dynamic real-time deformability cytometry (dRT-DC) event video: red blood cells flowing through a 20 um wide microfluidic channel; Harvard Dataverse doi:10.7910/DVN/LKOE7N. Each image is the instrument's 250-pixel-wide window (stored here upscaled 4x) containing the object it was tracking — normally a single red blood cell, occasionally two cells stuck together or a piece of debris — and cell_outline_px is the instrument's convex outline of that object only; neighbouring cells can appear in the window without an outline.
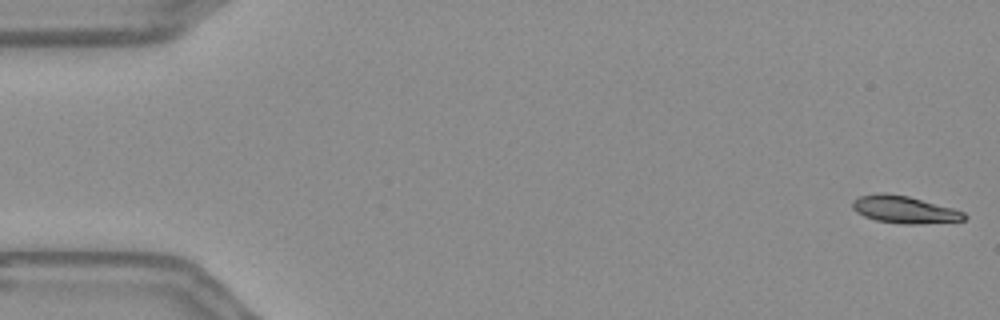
{"species": "Egyptian fruit bat (a non-hibernating species)", "species_latin": "Rousettus aegyptiacus", "temperature_condition": "warm", "stored_images_in_passage": 55, "camera_frame_rate_fps": 3000, "um_per_image_px": 0.085, "frame": {"image": 1, "passage_image": 1, "time_ms": 0.0, "image_size_px": [1000, 320], "cell_outline_px": [[968, 216], [964, 220], [916, 224], [904, 224], [876, 220], [864, 216], [856, 212], [852, 208], [852, 200], [860, 196], [876, 192], [884, 192], [908, 196], [952, 208], [964, 212]], "centroid_in_image_um": [76.83, 17.8], "position_along_channel_um": 8.2, "area_um2": 17.74}}
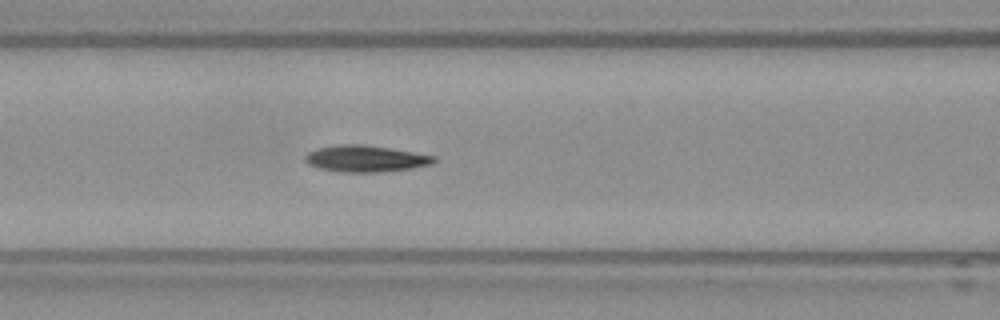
{"frame": {"image": 2, "passage_image": 23, "time_ms": 7.333, "image_size_px": [1000, 320], "cell_outline_px": [[436, 160], [432, 164], [412, 168], [380, 172], [340, 172], [316, 168], [308, 164], [304, 160], [304, 156], [308, 152], [320, 148], [336, 144], [364, 144], [436, 156]], "centroid_in_image_um": [31.04, 13.49], "position_along_channel_um": 135.6, "area_um2": 19.94}}
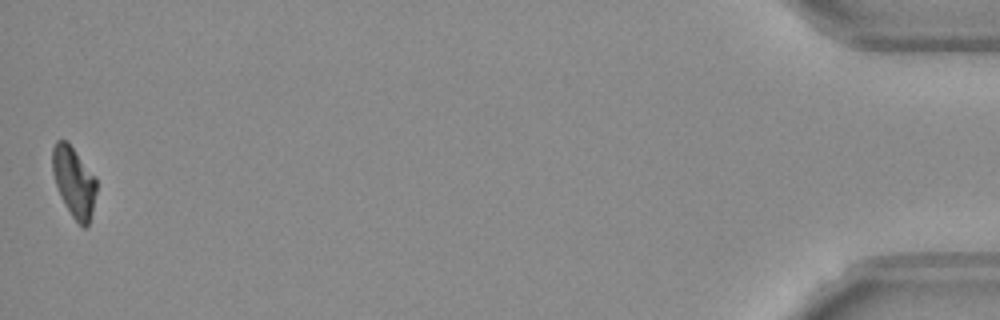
{"frame": {"image": 3, "passage_image": 55, "time_ms": 18.0, "image_size_px": [1000, 320], "cell_outline_px": [[96, 192], [92, 212], [88, 224], [84, 228], [72, 216], [64, 204], [60, 196], [52, 172], [52, 148], [56, 140], [68, 140], [96, 176]], "centroid_in_image_um": [6.28, 15.4], "position_along_channel_um": 428.9, "area_um2": 18.21}, "authors_computed_cell_mechanics": {"area_um2": 19.4208, "velocity_mm_per_s": 3.6535, "shape_relaxation_time_tau1_ms": 4.2027, "shape_relaxation_time_tau2_ms": 1.9453, "deformation_change_tau1": 0.1746, "deformation_change_tau2": 0.0681}}